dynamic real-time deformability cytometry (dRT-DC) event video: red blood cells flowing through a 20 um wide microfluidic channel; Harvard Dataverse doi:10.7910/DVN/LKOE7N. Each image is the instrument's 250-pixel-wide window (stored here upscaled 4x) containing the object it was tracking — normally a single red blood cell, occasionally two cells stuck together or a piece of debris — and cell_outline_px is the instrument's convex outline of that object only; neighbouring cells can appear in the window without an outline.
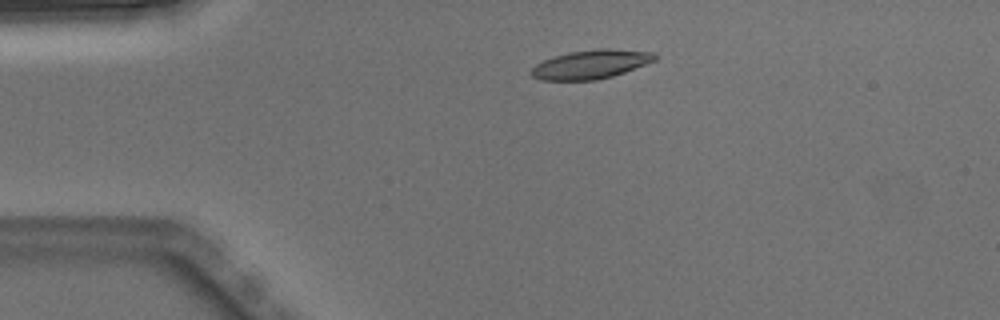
{"species": "Egyptian fruit bat (a non-hibernating species)", "species_latin": "Rousettus aegyptiacus", "temperature_condition": "warm", "stored_images_in_passage": 4, "camera_frame_rate_fps": 3000, "um_per_image_px": 0.085, "animal": {"sex": "male"}, "frame": {"image": 1, "passage_image": 3, "time_ms": 0.667, "image_size_px": [1000, 320], "cell_outline_px": [[656, 60], [624, 72], [612, 76], [596, 80], [540, 80], [532, 76], [528, 72], [536, 64], [544, 60], [568, 52], [604, 48], [608, 48], [656, 52]], "centroid_in_image_um": [50.22, 5.47], "position_along_channel_um": 34.8, "area_um2": 20.75}}
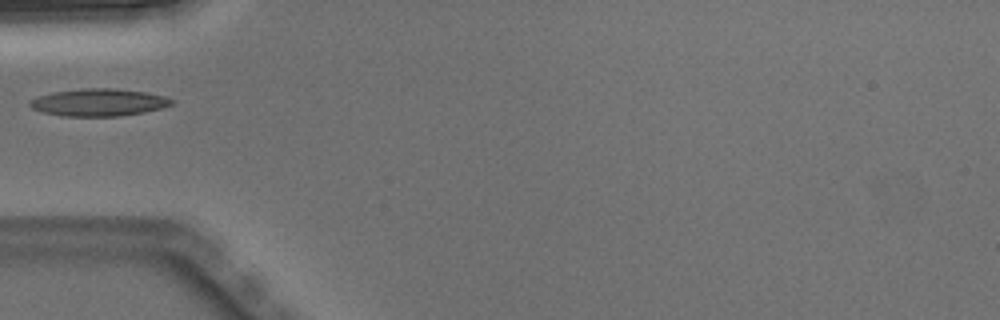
{"frame": {"image": 2, "passage_image": 4, "time_ms": 1.0, "image_size_px": [1000, 320], "cell_outline_px": [[176, 100], [172, 104], [160, 108], [144, 112], [120, 116], [64, 116], [44, 112], [32, 108], [28, 104], [28, 100], [52, 92], [84, 88], [112, 88], [144, 92], [164, 96]], "centroid_in_image_um": [8.38, 8.7], "position_along_channel_um": 76.6, "area_um2": 22.48}}